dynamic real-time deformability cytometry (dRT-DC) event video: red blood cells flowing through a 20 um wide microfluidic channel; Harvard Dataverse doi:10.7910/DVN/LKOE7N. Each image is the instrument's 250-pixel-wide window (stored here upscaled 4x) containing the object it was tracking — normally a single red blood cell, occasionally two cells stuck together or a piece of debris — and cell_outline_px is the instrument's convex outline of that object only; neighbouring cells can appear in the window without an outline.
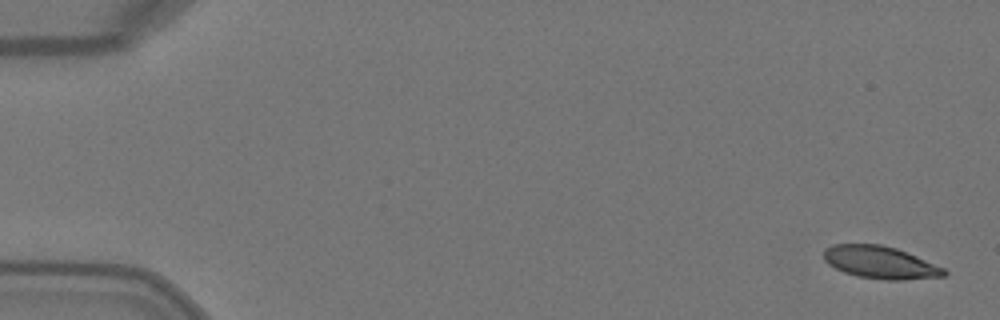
{"species": "Egyptian fruit bat (a non-hibernating species)", "species_latin": "Rousettus aegyptiacus", "temperature_condition": "warm", "stored_images_in_passage": 6, "camera_frame_rate_fps": 3000, "um_per_image_px": 0.085, "animal": {"sex": "female"}, "frame": {"image": 1, "passage_image": 1, "time_ms": 0.0, "image_size_px": [1000, 320], "cell_outline_px": [[948, 272], [944, 276], [904, 280], [888, 280], [856, 276], [844, 272], [828, 264], [824, 260], [824, 252], [832, 244], [880, 244], [896, 248], [916, 256], [944, 268]], "centroid_in_image_um": [74.82, 22.31], "position_along_channel_um": 10.2, "area_um2": 22.6}}
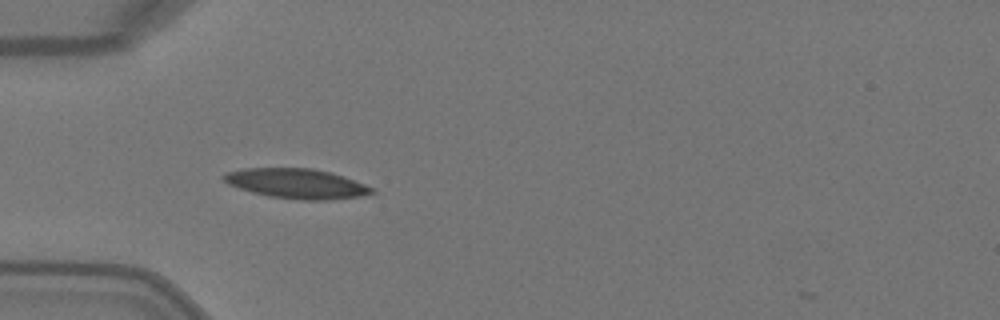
{"frame": {"image": 2, "passage_image": 5, "time_ms": 1.333, "image_size_px": [1000, 320], "cell_outline_px": [[376, 192], [360, 196], [328, 200], [300, 200], [268, 196], [252, 192], [228, 184], [220, 176], [224, 172], [244, 168], [312, 168], [328, 172], [364, 184], [372, 188]], "centroid_in_image_um": [25.14, 15.6], "position_along_channel_um": 59.9, "area_um2": 25.55}}
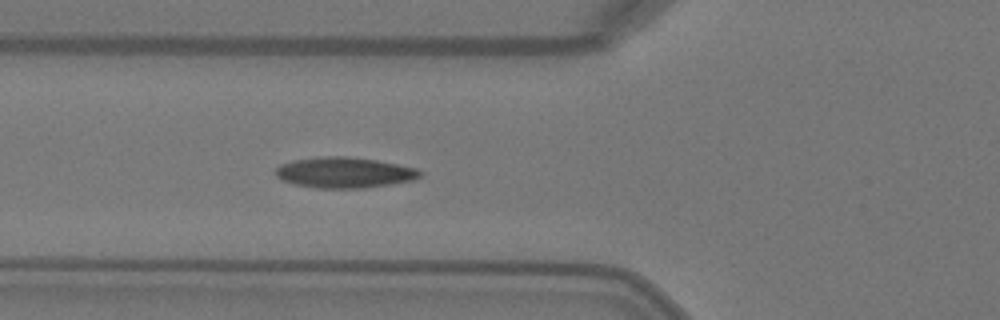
{"frame": {"image": 3, "passage_image": 6, "time_ms": 1.667, "image_size_px": [1000, 320], "cell_outline_px": [[424, 172], [416, 180], [364, 188], [316, 188], [296, 184], [280, 180], [276, 176], [276, 168], [280, 164], [292, 160], [320, 156], [348, 156], [376, 160], [416, 168]], "centroid_in_image_um": [29.27, 14.66], "position_along_channel_um": 96.5, "area_um2": 26.01}}